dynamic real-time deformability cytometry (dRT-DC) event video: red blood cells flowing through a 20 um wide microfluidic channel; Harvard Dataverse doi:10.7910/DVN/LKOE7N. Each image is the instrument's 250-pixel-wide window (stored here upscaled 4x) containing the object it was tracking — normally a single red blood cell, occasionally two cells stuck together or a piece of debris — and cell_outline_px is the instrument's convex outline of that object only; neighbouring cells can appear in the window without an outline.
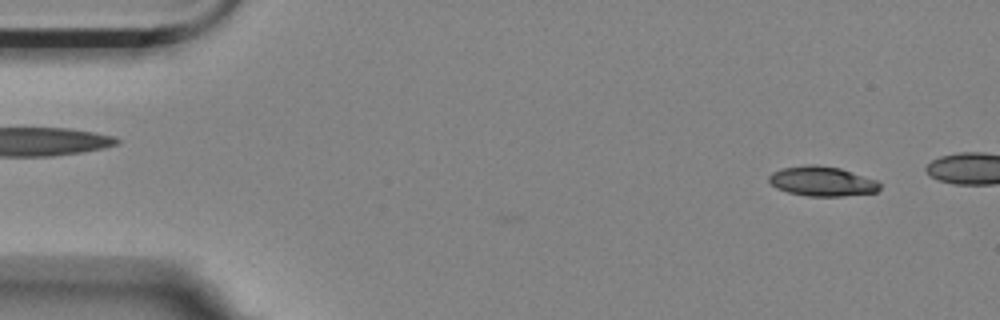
{"species": "Egyptian fruit bat (a non-hibernating species)", "species_latin": "Rousettus aegyptiacus", "temperature_condition": "room temperature", "stored_images_in_passage": 7, "segment_of_instrument_passage": [1, 2], "camera_frame_rate_fps": 3000, "um_per_image_px": 0.085, "animal": {"sex": "female"}, "frame": {"image": 1, "passage_image": 1, "time_ms": 0.0, "image_size_px": [1000, 320], "cell_outline_px": [[880, 188], [876, 192], [844, 196], [808, 196], [788, 192], [776, 188], [768, 180], [768, 176], [772, 172], [784, 168], [804, 164], [816, 164], [840, 168], [876, 180], [880, 184]], "centroid_in_image_um": [69.86, 15.4], "position_along_channel_um": 15.1, "area_um2": 19.19}}
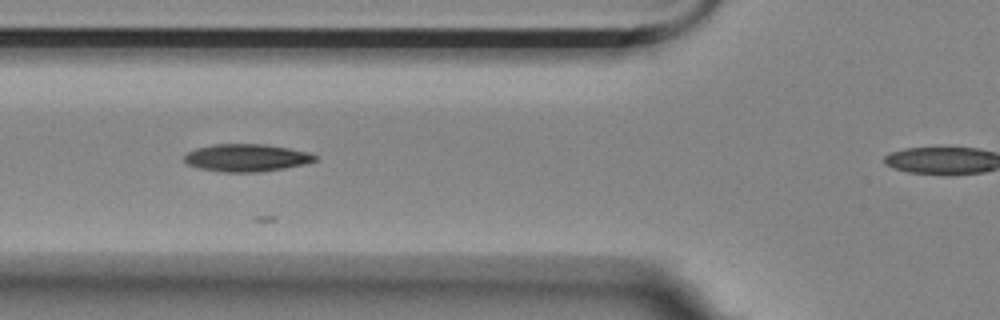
{"frame": {"image": 2, "passage_image": 5, "time_ms": 1.333, "image_size_px": [1000, 320], "cell_outline_px": [[316, 160], [304, 164], [284, 168], [256, 172], [224, 172], [200, 168], [188, 164], [184, 160], [184, 156], [188, 152], [196, 148], [216, 144], [264, 144], [288, 148], [308, 152], [316, 156]], "centroid_in_image_um": [20.94, 13.41], "position_along_channel_um": 104.9, "area_um2": 20.69}}
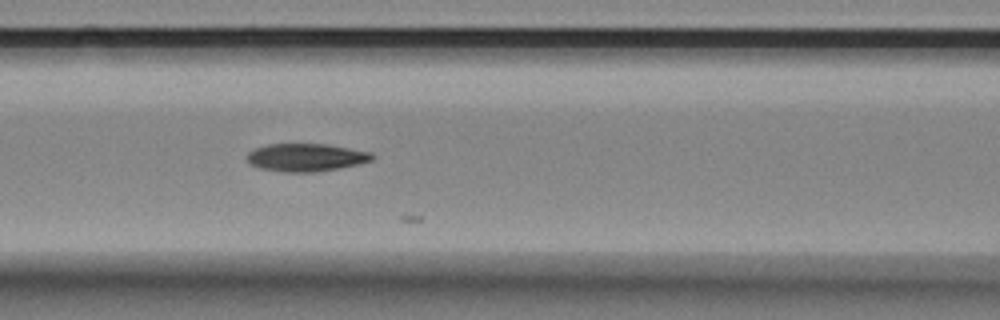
{"frame": {"image": 3, "passage_image": 6, "time_ms": 1.667, "image_size_px": [1000, 320], "cell_outline_px": [[376, 156], [372, 160], [356, 164], [336, 168], [312, 172], [284, 172], [260, 168], [248, 164], [244, 160], [244, 156], [248, 152], [256, 148], [268, 144], [324, 144], [372, 152]], "centroid_in_image_um": [25.93, 13.38], "position_along_channel_um": 140.7, "area_um2": 20.29}}